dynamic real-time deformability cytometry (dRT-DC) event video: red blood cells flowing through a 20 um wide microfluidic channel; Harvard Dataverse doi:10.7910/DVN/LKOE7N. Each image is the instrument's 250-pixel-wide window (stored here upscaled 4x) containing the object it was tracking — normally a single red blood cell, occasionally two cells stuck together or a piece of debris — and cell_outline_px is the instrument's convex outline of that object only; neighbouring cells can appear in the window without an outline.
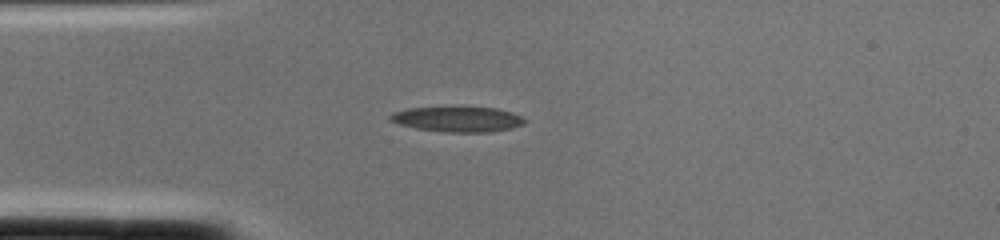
{"species": "common noctule bat (a hibernating species)", "species_latin": "Nyctalus noctula", "temperature_condition": "cold", "stored_images_in_passage": 1, "camera_frame_rate_fps": 3000, "um_per_image_px": 0.085, "animal": {"sex": "female", "body_mass_g": 22.0, "forearm_length_mm": 56.7}, "frame": {"image": 1, "passage_image": 1, "time_ms": 0.0, "image_size_px": [1000, 240], "cell_outline_px": [[524, 124], [512, 128], [492, 132], [444, 132], [416, 128], [400, 124], [388, 120], [388, 116], [392, 112], [408, 108], [496, 108], [512, 112], [520, 116], [524, 120]], "centroid_in_image_um": [38.88, 10.15], "position_along_channel_um": 46.1, "area_um2": 19.54}}